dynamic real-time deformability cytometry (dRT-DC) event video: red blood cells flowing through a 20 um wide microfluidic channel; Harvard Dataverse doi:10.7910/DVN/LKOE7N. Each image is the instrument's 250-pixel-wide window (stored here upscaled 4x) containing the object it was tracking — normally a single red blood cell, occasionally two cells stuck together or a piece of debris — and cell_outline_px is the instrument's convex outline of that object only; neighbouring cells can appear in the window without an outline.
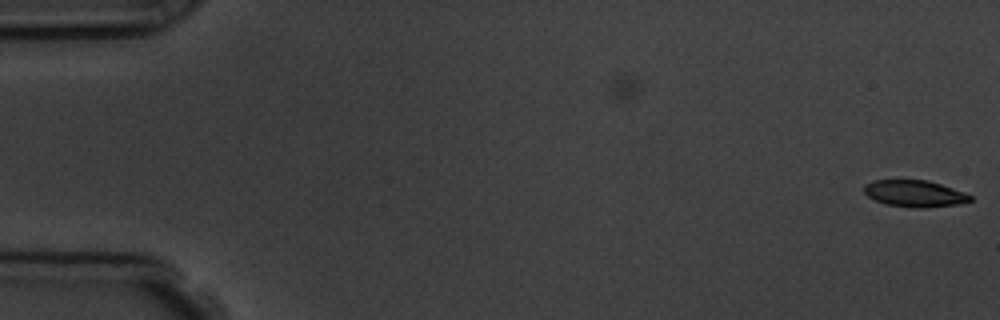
{"species": "common noctule bat (a hibernating species)", "species_latin": "Nyctalus noctula", "temperature_condition": "room temperature", "stored_images_in_passage": 2, "camera_frame_rate_fps": 3000, "um_per_image_px": 0.085, "animal": {"sex": "male", "body_mass_g": 19.5, "forearm_length_mm": 54.6}, "frame": {"image": 1, "passage_image": 2, "time_ms": 1.0, "image_size_px": [1000, 320], "cell_outline_px": [[972, 200], [960, 204], [928, 208], [912, 208], [884, 204], [868, 196], [864, 192], [864, 184], [872, 180], [928, 180], [964, 192], [972, 196]], "centroid_in_image_um": [77.74, 16.46], "position_along_channel_um": 7.3, "area_um2": 16.65}}